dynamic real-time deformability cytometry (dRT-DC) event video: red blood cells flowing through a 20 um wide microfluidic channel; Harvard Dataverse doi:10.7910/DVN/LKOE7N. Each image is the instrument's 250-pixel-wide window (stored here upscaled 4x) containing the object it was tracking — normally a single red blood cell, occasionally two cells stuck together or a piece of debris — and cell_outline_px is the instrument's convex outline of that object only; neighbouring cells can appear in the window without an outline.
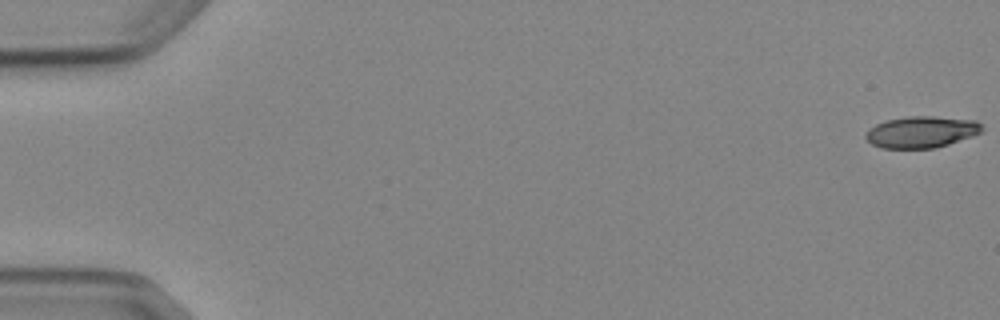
{"species": "Egyptian fruit bat (a non-hibernating species)", "species_latin": "Rousettus aegyptiacus", "temperature_condition": "cold", "stored_images_in_passage": 5, "camera_frame_rate_fps": 3000, "um_per_image_px": 0.085, "animal": {"sex": "female"}, "frame": {"image": 1, "passage_image": 1, "time_ms": 0.0, "image_size_px": [1000, 320], "cell_outline_px": [[984, 128], [980, 132], [972, 136], [936, 148], [880, 148], [872, 144], [864, 136], [868, 128], [884, 120], [908, 116], [932, 116], [976, 120]], "centroid_in_image_um": [78.29, 11.21], "position_along_channel_um": 6.7, "area_um2": 21.44}}